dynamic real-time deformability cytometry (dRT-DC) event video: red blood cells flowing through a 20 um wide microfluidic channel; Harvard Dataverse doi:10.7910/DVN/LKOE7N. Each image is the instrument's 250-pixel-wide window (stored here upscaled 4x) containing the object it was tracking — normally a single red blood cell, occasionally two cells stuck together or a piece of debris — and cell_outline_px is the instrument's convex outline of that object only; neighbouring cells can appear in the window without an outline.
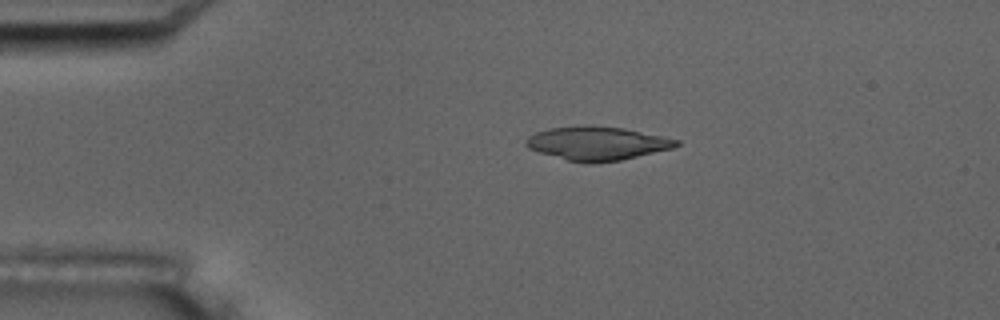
{"species": "common noctule bat (a hibernating species)", "species_latin": "Nyctalus noctula", "temperature_condition": "room temperature", "stored_images_in_passage": 4, "camera_frame_rate_fps": 3000, "um_per_image_px": 0.085, "animal": {"sex": "male", "body_mass_g": 17.5, "forearm_length_mm": 52.3}, "frame": {"image": 1, "passage_image": 3, "time_ms": 3.0, "image_size_px": [1000, 320], "cell_outline_px": [[680, 144], [672, 148], [620, 160], [592, 164], [584, 164], [568, 160], [540, 152], [528, 148], [524, 144], [524, 140], [528, 136], [536, 132], [548, 128], [584, 124], [592, 124], [624, 128], [664, 136], [680, 140]], "centroid_in_image_um": [50.73, 12.17], "position_along_channel_um": 34.3, "area_um2": 29.88}}